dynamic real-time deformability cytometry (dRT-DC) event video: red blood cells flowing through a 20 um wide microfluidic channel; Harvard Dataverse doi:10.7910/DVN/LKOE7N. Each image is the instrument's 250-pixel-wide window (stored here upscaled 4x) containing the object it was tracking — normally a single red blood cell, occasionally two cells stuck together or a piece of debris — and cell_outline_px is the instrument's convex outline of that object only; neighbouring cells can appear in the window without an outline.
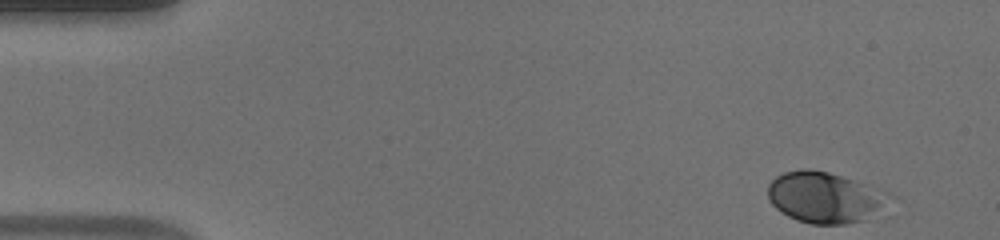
{"species": "human", "species_latin": "Homo sapiens", "temperature_condition": "warm", "stored_images_in_passage": 50, "camera_frame_rate_fps": 3000, "um_per_image_px": 0.085, "donor": {"sex": "male"}, "frame": {"image": 1, "passage_image": 1, "time_ms": 0.0, "image_size_px": [1000, 240], "cell_outline_px": [[900, 200], [864, 220], [848, 224], [812, 224], [796, 220], [780, 212], [768, 200], [768, 184], [776, 176], [784, 172], [800, 168], [808, 168], [828, 172], [888, 192], [896, 196]], "centroid_in_image_um": [70.18, 16.79], "position_along_channel_um": 14.8, "area_um2": 36.82}}
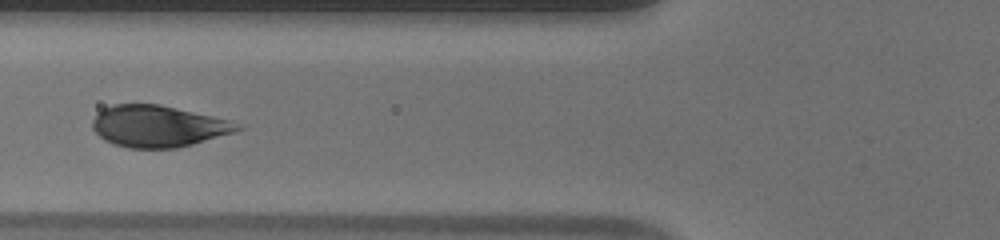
{"frame": {"image": 2, "passage_image": 18, "time_ms": 5.667, "image_size_px": [1000, 240], "cell_outline_px": [[244, 128], [236, 132], [192, 144], [176, 148], [128, 148], [104, 140], [92, 128], [92, 120], [104, 108], [112, 104], [160, 104], [212, 116], [228, 120], [240, 124]], "centroid_in_image_um": [13.45, 10.73], "position_along_channel_um": 112.4, "area_um2": 34.91}}
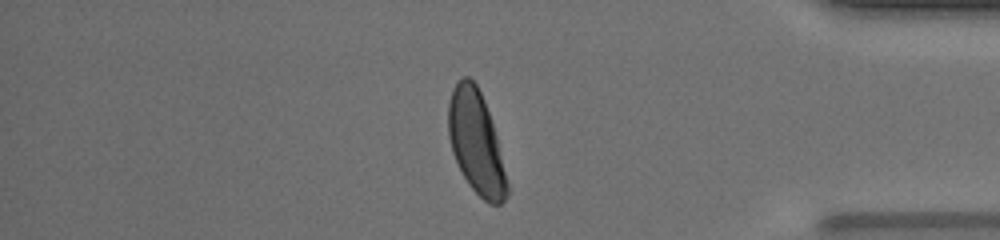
{"frame": {"image": 3, "passage_image": 42, "time_ms": 13.667, "image_size_px": [1000, 240], "cell_outline_px": [[508, 196], [500, 204], [488, 204], [468, 184], [452, 152], [448, 136], [448, 104], [452, 88], [464, 76], [468, 76], [476, 84], [484, 100], [496, 136], [508, 184]], "centroid_in_image_um": [40.45, 12.12], "position_along_channel_um": 394.7, "area_um2": 34.74}, "authors_computed_cell_mechanics": {"area_um2": 36.1539, "velocity_mm_per_s": 3.867, "shape_relaxation_time_tau1_ms": 2.8532, "shape_relaxation_time_tau2_ms": null, "deformation_change_tau1": 0.1612, "deformation_change_tau2": null}}